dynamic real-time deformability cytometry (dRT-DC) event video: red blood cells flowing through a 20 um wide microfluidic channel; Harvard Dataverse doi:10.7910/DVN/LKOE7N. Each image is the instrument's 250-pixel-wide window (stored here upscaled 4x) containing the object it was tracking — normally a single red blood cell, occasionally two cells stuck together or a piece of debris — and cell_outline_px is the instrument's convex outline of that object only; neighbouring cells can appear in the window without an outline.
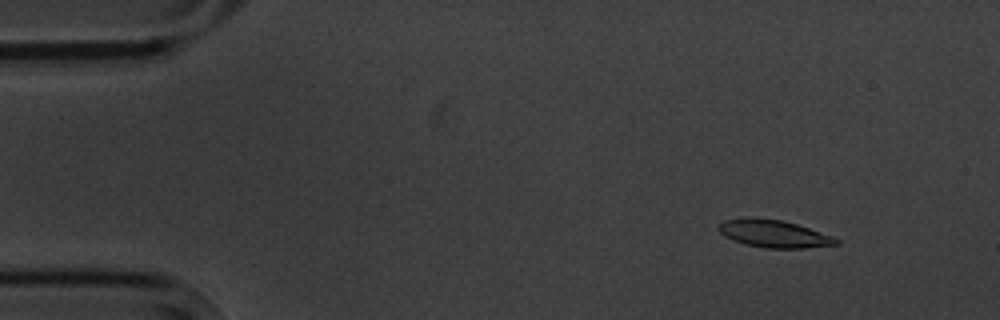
{"species": "common noctule bat (a hibernating species)", "species_latin": "Nyctalus noctula", "temperature_condition": "cold", "stored_images_in_passage": 5, "camera_frame_rate_fps": 3000, "um_per_image_px": 0.085, "animal": {"sex": "male", "body_mass_g": 20.1, "forearm_length_mm": 53.5}, "frame": {"image": 1, "passage_image": 2, "time_ms": 1.333, "image_size_px": [1000, 320], "cell_outline_px": [[840, 244], [804, 248], [764, 248], [744, 244], [732, 240], [724, 236], [716, 228], [724, 220], [748, 216], [784, 220], [832, 236], [840, 240]], "centroid_in_image_um": [65.73, 19.85], "position_along_channel_um": 19.3, "area_um2": 19.07}}
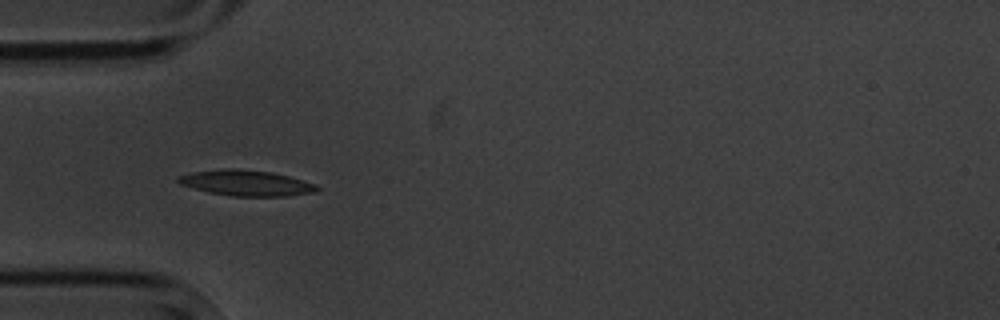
{"frame": {"image": 2, "passage_image": 5, "time_ms": 5.0, "image_size_px": [1000, 320], "cell_outline_px": [[320, 188], [316, 192], [288, 196], [232, 196], [208, 192], [180, 184], [176, 180], [176, 176], [192, 172], [224, 168], [232, 168], [272, 172], [288, 176], [316, 184]], "centroid_in_image_um": [20.92, 15.55], "position_along_channel_um": 64.1, "area_um2": 20.81}}